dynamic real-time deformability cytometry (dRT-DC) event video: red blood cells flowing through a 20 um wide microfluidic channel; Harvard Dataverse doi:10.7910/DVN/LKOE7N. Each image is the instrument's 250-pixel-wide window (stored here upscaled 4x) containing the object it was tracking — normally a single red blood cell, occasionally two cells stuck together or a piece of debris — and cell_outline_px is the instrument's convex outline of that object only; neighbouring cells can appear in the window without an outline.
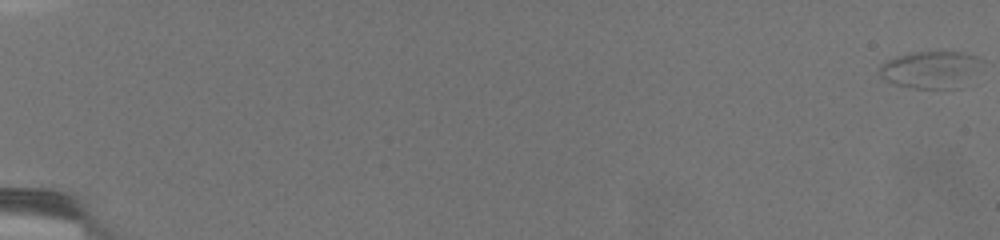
{"species": "common noctule bat (a hibernating species)", "species_latin": "Nyctalus noctula", "temperature_condition": "warm", "stored_images_in_passage": 80, "camera_frame_rate_fps": 3000, "um_per_image_px": 0.085, "animal": {"sex": "female", "body_mass_g": 19.5, "forearm_length_mm": 54.1}, "frame": {"image": 1, "passage_image": 1, "time_ms": 0.0, "image_size_px": [1000, 240], "cell_outline_px": [[984, 60], [960, 88], [912, 88], [896, 84], [884, 80], [880, 76], [880, 64], [896, 56], [912, 52], [964, 52], [976, 56]], "centroid_in_image_um": [79.07, 5.9], "position_along_channel_um": 5.9, "area_um2": 21.91}}
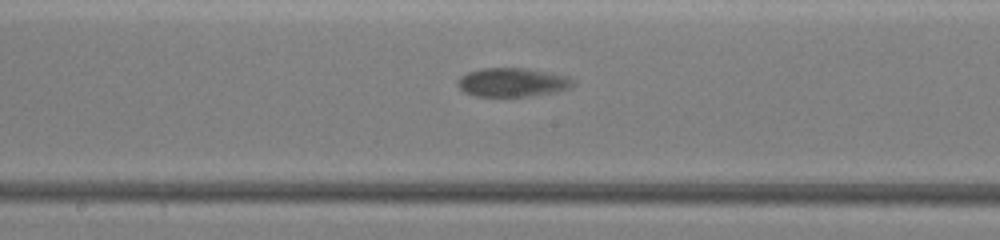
{"frame": {"image": 2, "passage_image": 47, "time_ms": 15.333, "image_size_px": [1000, 240], "cell_outline_px": [[576, 80], [568, 88], [556, 92], [532, 96], [476, 96], [464, 92], [456, 84], [456, 80], [460, 76], [468, 72], [484, 68], [528, 68], [568, 76]], "centroid_in_image_um": [43.54, 6.99], "position_along_channel_um": 204.7, "area_um2": 19.48}}
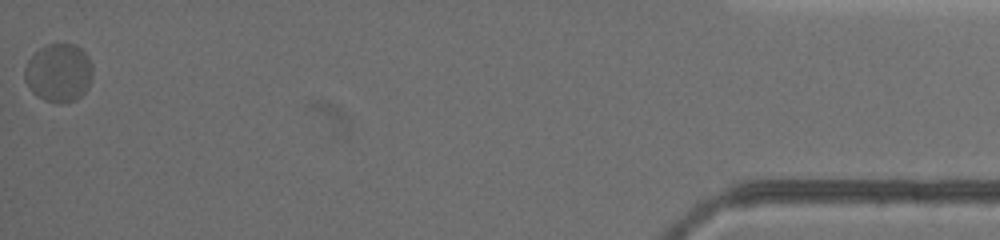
{"frame": {"image": 3, "passage_image": 80, "time_ms": 26.333, "image_size_px": [1000, 240], "cell_outline_px": [[92, 76], [88, 88], [80, 96], [72, 100], [44, 100], [36, 96], [32, 92], [24, 80], [24, 68], [28, 60], [40, 48], [48, 44], [76, 44], [88, 56], [92, 64]], "centroid_in_image_um": [4.98, 6.15], "position_along_channel_um": 430.2, "area_um2": 22.77}, "authors_computed_cell_mechanics": {"area_um2": 21.0392, "velocity_mm_per_s": 2.8234, "shape_relaxation_time_tau1_ms": 10.1333, "shape_relaxation_time_tau2_ms": null, "deformation_change_tau1": 0.2068, "deformation_change_tau2": null}}